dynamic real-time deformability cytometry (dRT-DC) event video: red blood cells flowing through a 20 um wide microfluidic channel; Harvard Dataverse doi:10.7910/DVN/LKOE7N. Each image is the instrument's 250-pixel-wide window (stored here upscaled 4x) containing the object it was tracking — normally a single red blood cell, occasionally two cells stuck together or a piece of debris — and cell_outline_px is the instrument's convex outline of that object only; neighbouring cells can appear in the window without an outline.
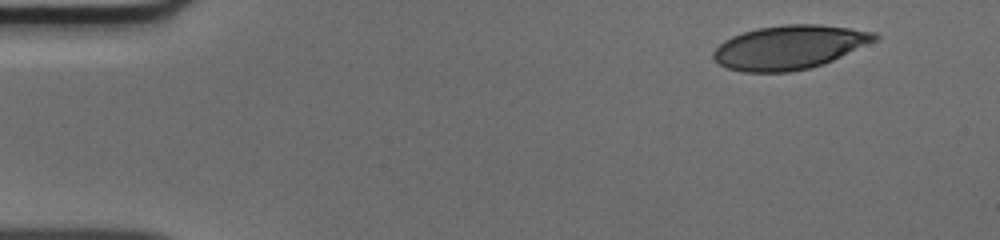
{"species": "human", "species_latin": "Homo sapiens", "temperature_condition": "cold", "stored_images_in_passage": 46, "camera_frame_rate_fps": 3000, "um_per_image_px": 0.085, "donor": {"sex": "male"}, "frame": {"image": 1, "passage_image": 1, "time_ms": 0.0, "image_size_px": [1000, 240], "cell_outline_px": [[880, 36], [876, 40], [824, 64], [812, 68], [788, 72], [744, 72], [728, 68], [712, 60], [712, 52], [724, 40], [732, 36], [744, 32], [760, 28], [784, 24], [816, 24], [848, 28], [876, 32]], "centroid_in_image_um": [67.08, 4.02], "position_along_channel_um": 17.9, "area_um2": 41.15}}
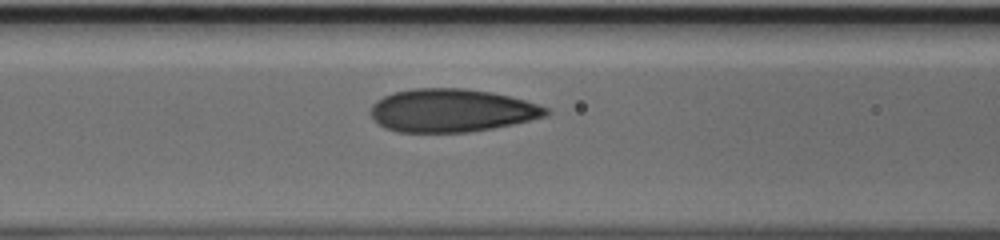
{"frame": {"image": 2, "passage_image": 17, "time_ms": 5.333, "image_size_px": [1000, 240], "cell_outline_px": [[552, 112], [544, 116], [512, 124], [492, 128], [468, 132], [396, 132], [384, 128], [372, 116], [372, 104], [376, 100], [384, 96], [396, 92], [416, 88], [464, 88], [488, 92], [508, 96], [524, 100], [548, 108]], "centroid_in_image_um": [38.37, 9.39], "position_along_channel_um": 128.2, "area_um2": 43.58}}
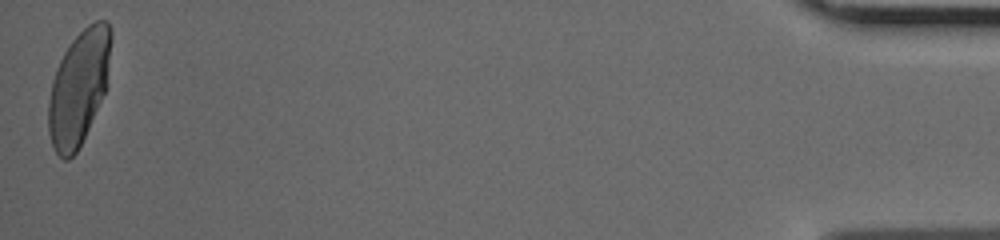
{"frame": {"image": 3, "passage_image": 46, "time_ms": 15.0, "image_size_px": [1000, 240], "cell_outline_px": [[112, 36], [104, 92], [88, 128], [76, 152], [68, 160], [64, 160], [56, 152], [52, 144], [48, 132], [48, 100], [52, 80], [56, 68], [64, 52], [72, 40], [88, 24], [96, 20], [108, 20], [112, 28]], "centroid_in_image_um": [6.67, 7.4], "position_along_channel_um": 428.5, "area_um2": 41.21}}